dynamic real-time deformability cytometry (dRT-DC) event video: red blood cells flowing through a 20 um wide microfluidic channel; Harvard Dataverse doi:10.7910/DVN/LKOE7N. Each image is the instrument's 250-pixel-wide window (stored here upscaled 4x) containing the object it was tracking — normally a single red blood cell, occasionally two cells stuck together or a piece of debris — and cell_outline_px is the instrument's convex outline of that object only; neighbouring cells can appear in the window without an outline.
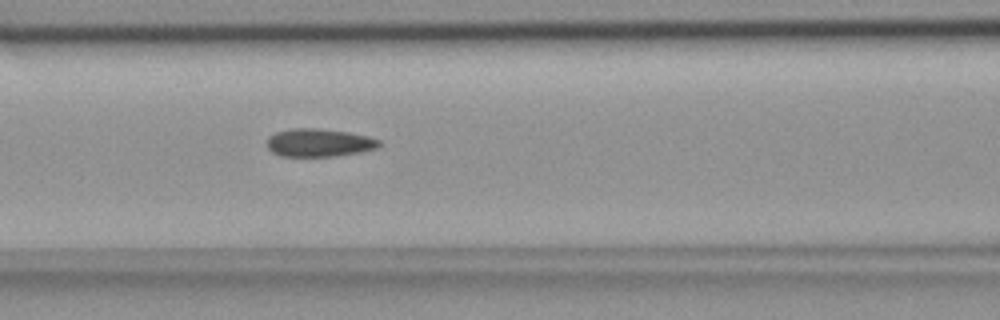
{"species": "common noctule bat (a hibernating species)", "species_latin": "Nyctalus noctula", "temperature_condition": "room temperature", "stored_images_in_passage": 40, "camera_frame_rate_fps": 3000, "um_per_image_px": 0.085, "animal": {"sex": "female", "body_mass_g": 18.4}, "frame": {"image": 1, "passage_image": 9, "time_ms": 2.667, "image_size_px": [1000, 320], "cell_outline_px": [[380, 144], [376, 148], [360, 152], [336, 156], [280, 156], [272, 152], [268, 148], [268, 136], [276, 132], [292, 128], [312, 128], [348, 132], [368, 136], [380, 140]], "centroid_in_image_um": [27.1, 12.13], "position_along_channel_um": 139.5, "area_um2": 18.21}}
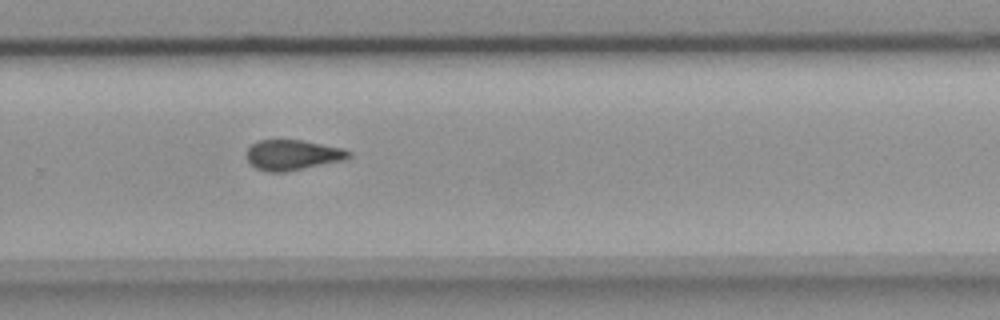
{"frame": {"image": 2, "passage_image": 22, "time_ms": 7.0, "image_size_px": [1000, 320], "cell_outline_px": [[352, 156], [344, 160], [288, 172], [268, 172], [256, 168], [248, 160], [244, 152], [256, 140], [304, 140], [344, 148], [352, 152]], "centroid_in_image_um": [24.89, 13.17], "position_along_channel_um": 304.9, "area_um2": 18.38}}
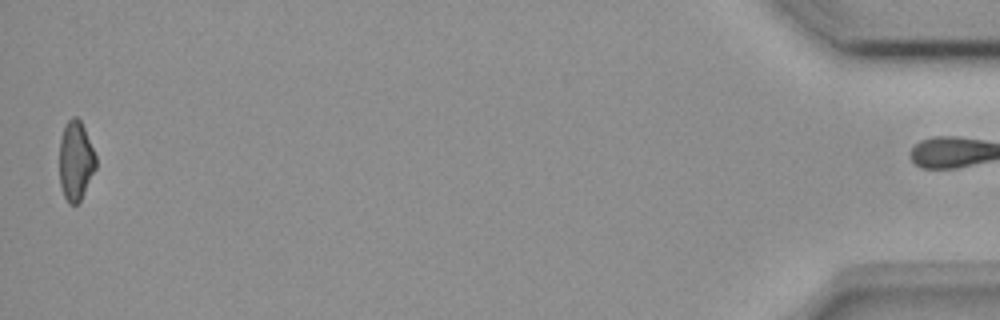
{"frame": {"image": 3, "passage_image": 39, "time_ms": 12.667, "image_size_px": [1000, 320], "cell_outline_px": [[96, 168], [80, 200], [76, 204], [68, 204], [64, 196], [60, 184], [60, 136], [64, 124], [72, 116], [76, 116], [80, 120], [84, 128], [96, 156]], "centroid_in_image_um": [6.42, 13.64], "position_along_channel_um": 428.8, "area_um2": 16.82}, "authors_computed_cell_mechanics": {"area_um2": 18.0914, "velocity_mm_per_s": 3.832, "shape_relaxation_time_tau1_ms": null, "shape_relaxation_time_tau2_ms": 2.7162, "deformation_change_tau1": null, "deformation_change_tau2": 0.0892}}